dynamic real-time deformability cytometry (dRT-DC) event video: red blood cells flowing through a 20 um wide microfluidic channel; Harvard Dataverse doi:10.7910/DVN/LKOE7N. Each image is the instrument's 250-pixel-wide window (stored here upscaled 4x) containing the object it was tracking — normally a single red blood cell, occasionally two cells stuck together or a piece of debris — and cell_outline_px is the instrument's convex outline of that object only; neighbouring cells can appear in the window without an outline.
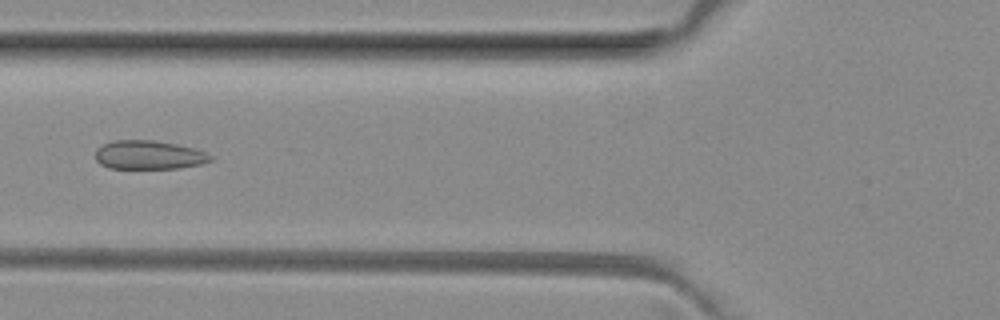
{"species": "common noctule bat (a hibernating species)", "species_latin": "Nyctalus noctula", "temperature_condition": "room temperature", "stored_images_in_passage": 39, "camera_frame_rate_fps": 3000, "um_per_image_px": 0.085, "animal": {"sex": "female", "body_mass_g": 29.2, "forearm_length_mm": 56.3}, "frame": {"image": 1, "passage_image": 8, "time_ms": 2.333, "image_size_px": [1000, 320], "cell_outline_px": [[212, 160], [200, 164], [176, 168], [108, 168], [100, 164], [96, 160], [96, 148], [112, 140], [152, 140], [176, 144], [192, 148], [204, 152], [212, 156]], "centroid_in_image_um": [12.6, 13.17], "position_along_channel_um": 113.2, "area_um2": 19.13}}
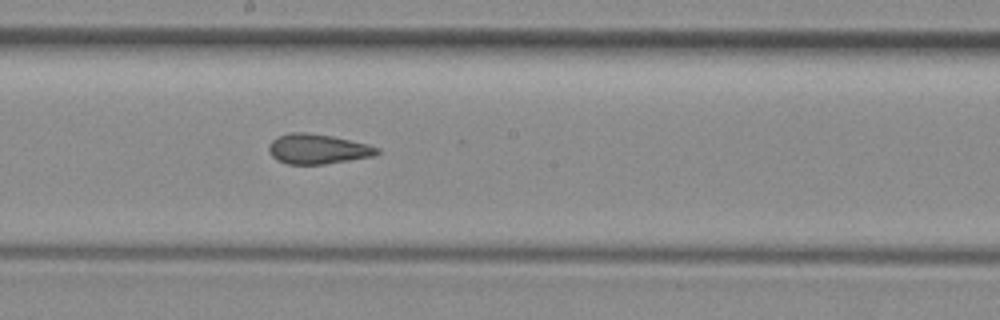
{"frame": {"image": 2, "passage_image": 16, "time_ms": 5.0, "image_size_px": [1000, 320], "cell_outline_px": [[380, 152], [372, 156], [324, 164], [288, 164], [276, 160], [268, 152], [268, 144], [276, 136], [288, 132], [308, 132], [332, 136], [368, 144], [380, 148]], "centroid_in_image_um": [26.95, 12.65], "position_along_channel_um": 221.3, "area_um2": 19.02}}
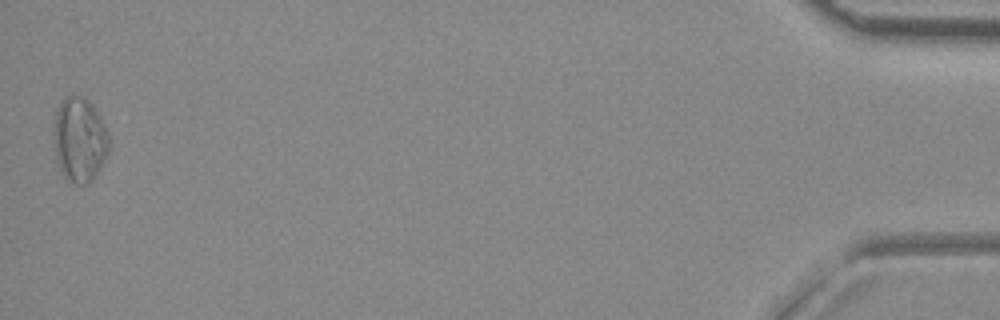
{"frame": {"image": 3, "passage_image": 39, "time_ms": 12.667, "image_size_px": [1000, 320], "cell_outline_px": [[108, 152], [100, 168], [92, 180], [88, 184], [76, 184], [68, 180], [64, 176], [60, 168], [56, 156], [52, 140], [52, 120], [56, 108], [60, 100], [64, 96], [84, 96], [88, 100], [104, 124], [108, 136]], "centroid_in_image_um": [6.7, 11.84], "position_along_channel_um": 428.5, "area_um2": 27.57}, "authors_computed_cell_mechanics": {"area_um2": 19.5364, "velocity_mm_per_s": 4.0537, "shape_relaxation_time_tau1_ms": null, "shape_relaxation_time_tau2_ms": 1.8338, "deformation_change_tau1": null, "deformation_change_tau2": 0.0858}}